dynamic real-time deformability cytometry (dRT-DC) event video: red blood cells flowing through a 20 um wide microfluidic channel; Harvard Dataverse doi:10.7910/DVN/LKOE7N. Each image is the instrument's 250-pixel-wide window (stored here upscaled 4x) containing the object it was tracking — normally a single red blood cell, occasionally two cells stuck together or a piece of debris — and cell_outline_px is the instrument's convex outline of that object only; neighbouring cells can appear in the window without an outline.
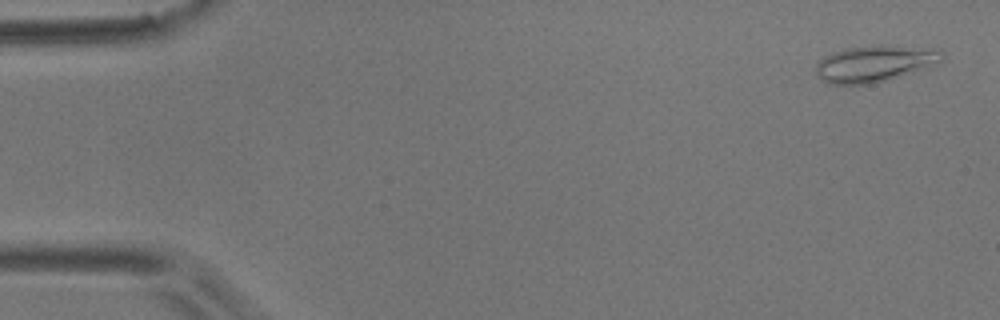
{"species": "common noctule bat (a hibernating species)", "species_latin": "Nyctalus noctula", "temperature_condition": "room temperature", "stored_images_in_passage": 5, "camera_frame_rate_fps": 3000, "um_per_image_px": 0.085, "animal": {"sex": "male", "body_mass_g": 17.9}, "frame": {"image": 1, "passage_image": 1, "time_ms": 0.0, "image_size_px": [1000, 320], "cell_outline_px": [[944, 60], [928, 68], [872, 84], [828, 84], [816, 76], [816, 64], [824, 56], [832, 52], [848, 48], [880, 44], [940, 48], [944, 52]], "centroid_in_image_um": [74.41, 5.39], "position_along_channel_um": 10.6, "area_um2": 27.4}}